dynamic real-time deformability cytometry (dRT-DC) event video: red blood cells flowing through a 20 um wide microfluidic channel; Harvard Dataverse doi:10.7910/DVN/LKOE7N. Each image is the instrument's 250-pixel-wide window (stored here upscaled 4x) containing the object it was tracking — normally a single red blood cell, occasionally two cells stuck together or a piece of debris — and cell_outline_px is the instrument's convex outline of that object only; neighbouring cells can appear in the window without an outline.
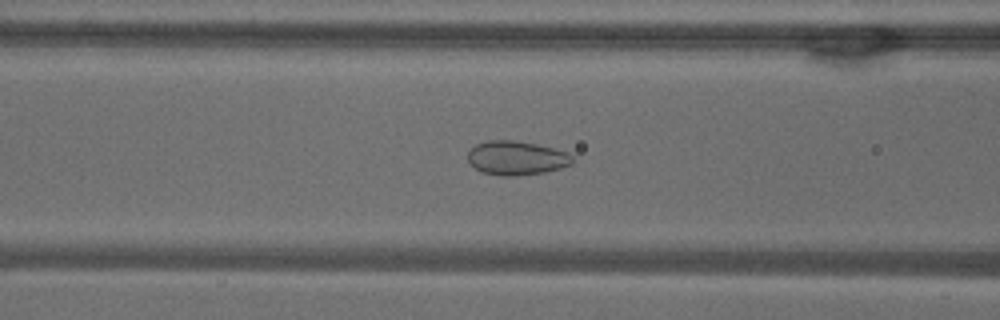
{"species": "common noctule bat (a hibernating species)", "species_latin": "Nyctalus noctula", "temperature_condition": "warm", "stored_images_in_passage": 31, "camera_frame_rate_fps": 3000, "um_per_image_px": 0.085, "animal": {"sex": "male", "body_mass_g": 18.8}, "frame": {"image": 1, "passage_image": 21, "time_ms": 6.667, "image_size_px": [1000, 320], "cell_outline_px": [[572, 164], [560, 168], [544, 172], [516, 176], [500, 176], [484, 172], [476, 168], [468, 160], [468, 152], [476, 144], [488, 140], [516, 140], [536, 144], [552, 148], [564, 152], [572, 156]], "centroid_in_image_um": [43.88, 13.43], "position_along_channel_um": 122.7, "area_um2": 20.52}}
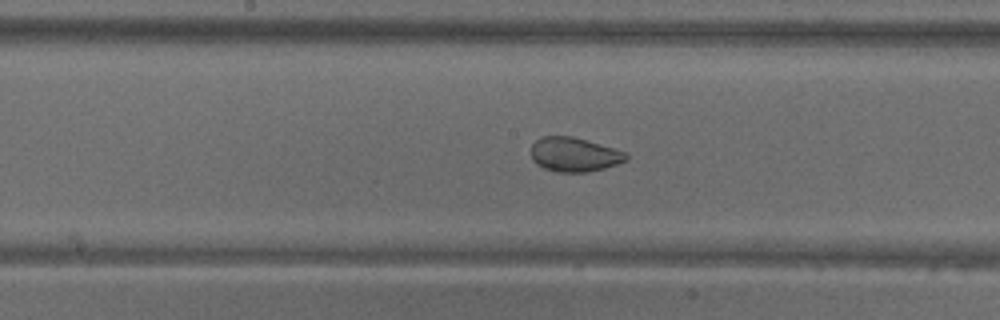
{"frame": {"image": 2, "passage_image": 27, "time_ms": 8.667, "image_size_px": [1000, 320], "cell_outline_px": [[628, 160], [604, 168], [584, 172], [556, 172], [544, 168], [536, 164], [532, 160], [532, 144], [536, 140], [544, 136], [572, 136], [612, 148], [624, 152], [628, 156]], "centroid_in_image_um": [48.78, 13.14], "position_along_channel_um": 199.4, "area_um2": 18.73}}
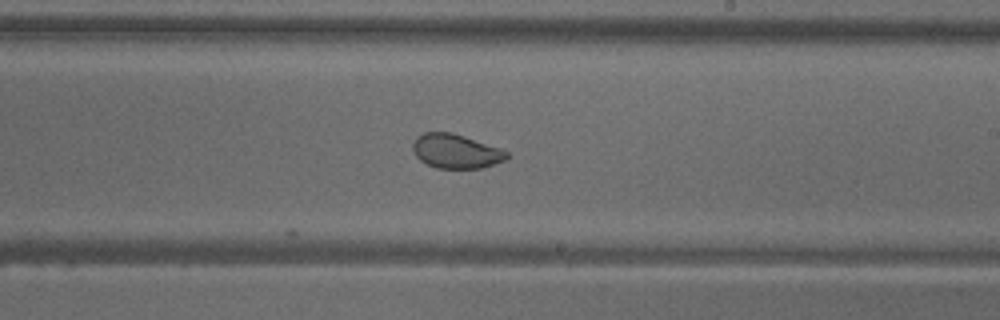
{"frame": {"image": 3, "passage_image": 31, "time_ms": 10.0, "image_size_px": [1000, 320], "cell_outline_px": [[508, 156], [504, 160], [480, 168], [436, 168], [420, 160], [416, 156], [412, 148], [412, 144], [416, 136], [424, 132], [452, 132], [500, 148], [508, 152]], "centroid_in_image_um": [38.71, 12.84], "position_along_channel_um": 250.3, "area_um2": 18.61}}